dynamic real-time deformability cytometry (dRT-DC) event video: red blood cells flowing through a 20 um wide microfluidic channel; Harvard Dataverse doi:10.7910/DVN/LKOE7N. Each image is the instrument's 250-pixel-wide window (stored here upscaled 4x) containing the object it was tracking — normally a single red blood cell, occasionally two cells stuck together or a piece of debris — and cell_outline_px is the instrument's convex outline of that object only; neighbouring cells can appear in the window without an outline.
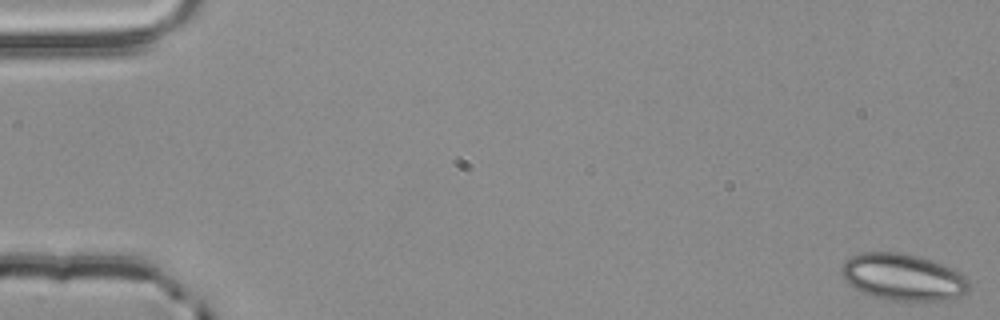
{"species": "common noctule bat (a hibernating species)", "species_latin": "Nyctalus noctula", "temperature_condition": "room temperature", "stored_images_in_passage": 4, "camera_frame_rate_fps": 3000, "um_per_image_px": 0.085, "animal": {"sex": "male", "body_mass_g": 20.4}, "frame": {"image": 1, "passage_image": 1, "time_ms": 0.0, "image_size_px": [1000, 320], "cell_outline_px": [[972, 288], [968, 292], [956, 296], [940, 300], [892, 300], [876, 296], [864, 292], [848, 284], [844, 280], [840, 272], [840, 268], [844, 260], [852, 256], [864, 252], [900, 252], [920, 256], [944, 264], [964, 276], [968, 280]], "centroid_in_image_um": [76.74, 23.53], "position_along_channel_um": 8.3, "area_um2": 34.56}}